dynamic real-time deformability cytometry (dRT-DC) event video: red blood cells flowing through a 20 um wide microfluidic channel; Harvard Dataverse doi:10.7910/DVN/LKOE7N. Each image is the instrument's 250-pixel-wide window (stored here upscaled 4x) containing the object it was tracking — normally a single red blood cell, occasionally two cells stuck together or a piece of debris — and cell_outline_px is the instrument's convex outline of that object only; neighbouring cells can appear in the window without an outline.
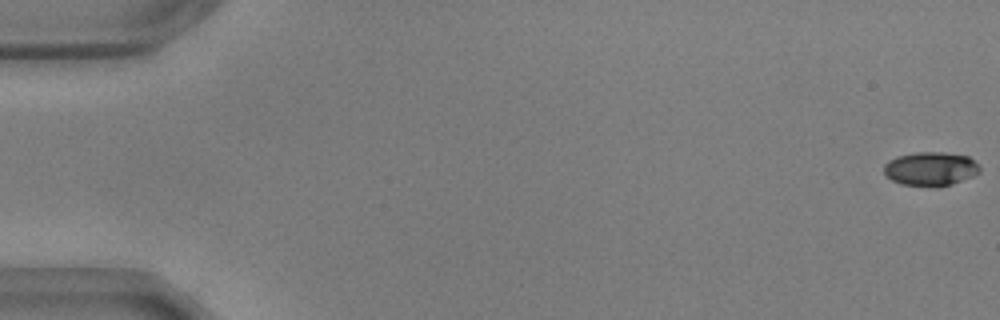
{"species": "common noctule bat (a hibernating species)", "species_latin": "Nyctalus noctula", "temperature_condition": "warm", "stored_images_in_passage": 56, "camera_frame_rate_fps": 3000, "um_per_image_px": 0.085, "animal": {"sex": "male", "body_mass_g": 17.9, "forearm_length_mm": 54.2}, "frame": {"image": 1, "passage_image": 1, "time_ms": 0.0, "image_size_px": [1000, 320], "cell_outline_px": [[980, 172], [972, 176], [952, 184], [936, 188], [900, 184], [892, 180], [884, 172], [884, 164], [888, 160], [896, 156], [916, 152], [944, 152], [968, 156], [980, 168]], "centroid_in_image_um": [79.07, 14.36], "position_along_channel_um": 5.9, "area_um2": 19.07}}
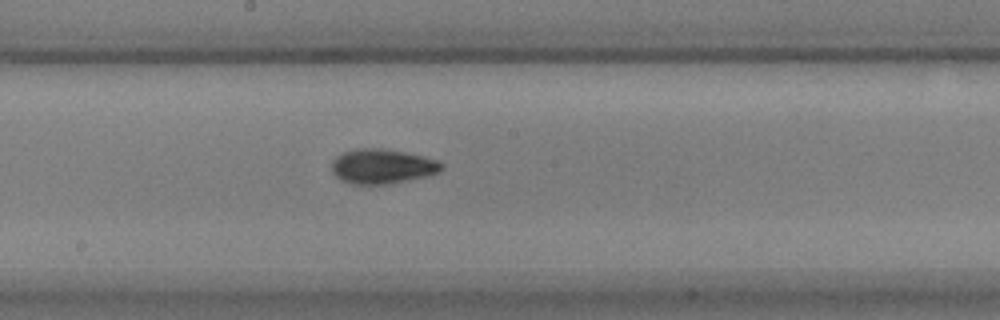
{"frame": {"image": 2, "passage_image": 31, "time_ms": 10.0, "image_size_px": [1000, 320], "cell_outline_px": [[444, 168], [440, 172], [424, 176], [388, 184], [352, 184], [336, 176], [332, 172], [332, 160], [336, 156], [344, 152], [356, 148], [380, 148], [404, 152], [424, 156], [436, 160], [444, 164]], "centroid_in_image_um": [32.49, 14.13], "position_along_channel_um": 215.7, "area_um2": 22.08}}
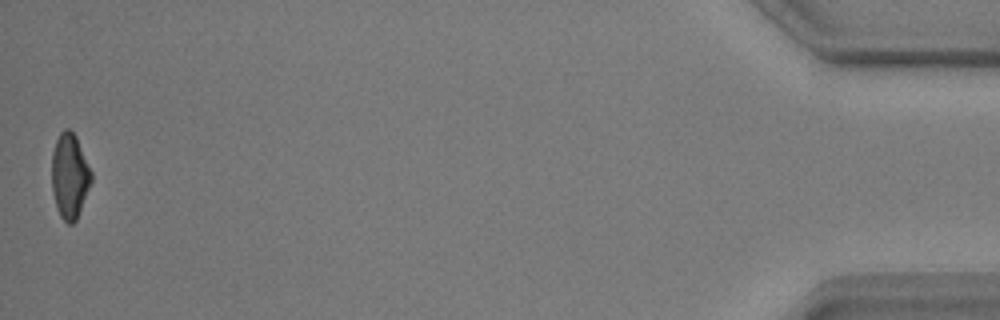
{"frame": {"image": 3, "passage_image": 56, "time_ms": 18.333, "image_size_px": [1000, 320], "cell_outline_px": [[92, 180], [76, 220], [72, 224], [68, 224], [60, 216], [56, 208], [52, 192], [52, 152], [56, 140], [60, 132], [64, 128], [68, 128], [76, 136], [92, 172]], "centroid_in_image_um": [5.91, 14.95], "position_along_channel_um": 429.3, "area_um2": 19.59}, "authors_computed_cell_mechanics": {"area_um2": 20.0855, "velocity_mm_per_s": 3.6494, "shape_relaxation_time_tau1_ms": 3.7917, "shape_relaxation_time_tau2_ms": 5.3552, "deformation_change_tau1": 0.1505, "deformation_change_tau2": 0.0973}}